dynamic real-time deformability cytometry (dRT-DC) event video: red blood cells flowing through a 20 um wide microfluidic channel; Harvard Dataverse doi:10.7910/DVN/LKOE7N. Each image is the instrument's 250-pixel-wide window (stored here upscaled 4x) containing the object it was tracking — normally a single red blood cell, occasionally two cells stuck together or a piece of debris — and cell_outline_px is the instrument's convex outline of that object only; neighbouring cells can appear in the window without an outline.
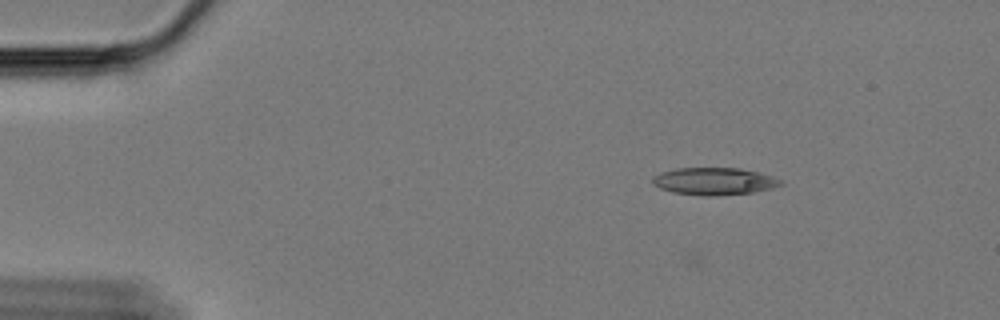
{"species": "Egyptian fruit bat (a non-hibernating species)", "species_latin": "Rousettus aegyptiacus", "temperature_condition": "cold", "stored_images_in_passage": 52, "camera_frame_rate_fps": 3000, "um_per_image_px": 0.085, "animal": {"sex": "female"}, "frame": {"image": 1, "passage_image": 1, "time_ms": 0.0, "image_size_px": [1000, 320], "cell_outline_px": [[784, 184], [772, 188], [756, 192], [716, 196], [704, 196], [672, 192], [660, 188], [652, 184], [652, 176], [660, 172], [676, 168], [740, 168], [760, 172], [772, 176], [780, 180]], "centroid_in_image_um": [60.7, 15.41], "position_along_channel_um": 24.3, "area_um2": 20.63}}
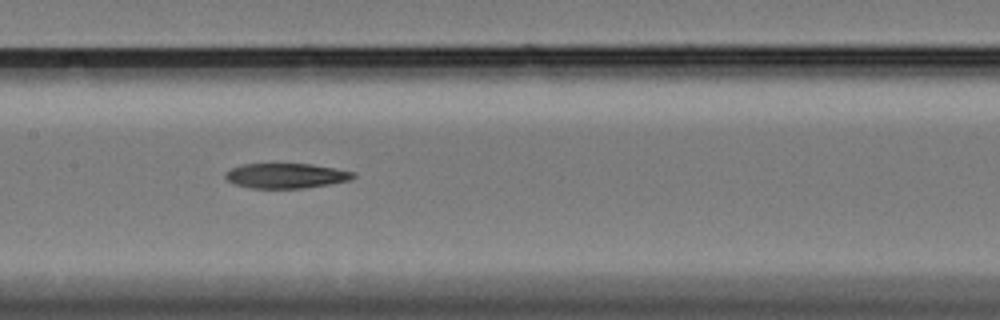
{"frame": {"image": 2, "passage_image": 22, "time_ms": 7.0, "image_size_px": [1000, 320], "cell_outline_px": [[356, 176], [348, 180], [328, 184], [304, 188], [252, 188], [236, 184], [228, 180], [224, 176], [224, 172], [240, 164], [312, 164], [356, 172]], "centroid_in_image_um": [24.3, 14.93], "position_along_channel_um": 183.1, "area_um2": 18.5}}
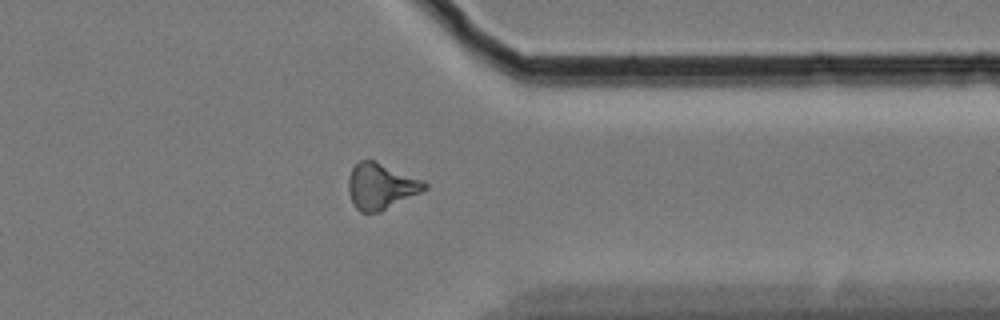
{"frame": {"image": 3, "passage_image": 40, "time_ms": 13.0, "image_size_px": [1000, 320], "cell_outline_px": [[428, 188], [380, 212], [360, 212], [356, 208], [348, 192], [348, 180], [352, 168], [360, 160], [376, 160], [424, 180], [428, 184]], "centroid_in_image_um": [32.38, 15.81], "position_along_channel_um": 379.0, "area_um2": 20.4}}